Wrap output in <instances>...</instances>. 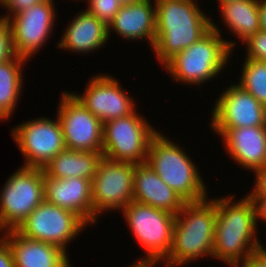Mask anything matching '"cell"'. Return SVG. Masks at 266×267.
Returning <instances> with one entry per match:
<instances>
[{
    "instance_id": "obj_22",
    "label": "cell",
    "mask_w": 266,
    "mask_h": 267,
    "mask_svg": "<svg viewBox=\"0 0 266 267\" xmlns=\"http://www.w3.org/2000/svg\"><path fill=\"white\" fill-rule=\"evenodd\" d=\"M102 158V152L76 151L66 148L45 165L44 175L56 179L81 177L92 181Z\"/></svg>"
},
{
    "instance_id": "obj_37",
    "label": "cell",
    "mask_w": 266,
    "mask_h": 267,
    "mask_svg": "<svg viewBox=\"0 0 266 267\" xmlns=\"http://www.w3.org/2000/svg\"><path fill=\"white\" fill-rule=\"evenodd\" d=\"M232 1H235V0H219V3H220V6L224 3H228V2H232Z\"/></svg>"
},
{
    "instance_id": "obj_10",
    "label": "cell",
    "mask_w": 266,
    "mask_h": 267,
    "mask_svg": "<svg viewBox=\"0 0 266 267\" xmlns=\"http://www.w3.org/2000/svg\"><path fill=\"white\" fill-rule=\"evenodd\" d=\"M135 164L102 158L91 181L93 224L100 212L123 209L133 201Z\"/></svg>"
},
{
    "instance_id": "obj_35",
    "label": "cell",
    "mask_w": 266,
    "mask_h": 267,
    "mask_svg": "<svg viewBox=\"0 0 266 267\" xmlns=\"http://www.w3.org/2000/svg\"><path fill=\"white\" fill-rule=\"evenodd\" d=\"M155 263H157V261L140 259L139 261L137 260V263L131 267H152Z\"/></svg>"
},
{
    "instance_id": "obj_29",
    "label": "cell",
    "mask_w": 266,
    "mask_h": 267,
    "mask_svg": "<svg viewBox=\"0 0 266 267\" xmlns=\"http://www.w3.org/2000/svg\"><path fill=\"white\" fill-rule=\"evenodd\" d=\"M42 0H0L1 5L10 11V14L3 15L5 19L22 12L23 10L41 2ZM12 14V15H11Z\"/></svg>"
},
{
    "instance_id": "obj_27",
    "label": "cell",
    "mask_w": 266,
    "mask_h": 267,
    "mask_svg": "<svg viewBox=\"0 0 266 267\" xmlns=\"http://www.w3.org/2000/svg\"><path fill=\"white\" fill-rule=\"evenodd\" d=\"M247 48L245 59L266 61V32L258 31L255 35L244 41Z\"/></svg>"
},
{
    "instance_id": "obj_2",
    "label": "cell",
    "mask_w": 266,
    "mask_h": 267,
    "mask_svg": "<svg viewBox=\"0 0 266 267\" xmlns=\"http://www.w3.org/2000/svg\"><path fill=\"white\" fill-rule=\"evenodd\" d=\"M233 197L216 199L213 257L236 267L259 249L260 242L255 236L257 224L253 203L247 195L232 203Z\"/></svg>"
},
{
    "instance_id": "obj_9",
    "label": "cell",
    "mask_w": 266,
    "mask_h": 267,
    "mask_svg": "<svg viewBox=\"0 0 266 267\" xmlns=\"http://www.w3.org/2000/svg\"><path fill=\"white\" fill-rule=\"evenodd\" d=\"M86 225L77 214L44 200L16 231L27 239L47 242L66 252L67 244Z\"/></svg>"
},
{
    "instance_id": "obj_24",
    "label": "cell",
    "mask_w": 266,
    "mask_h": 267,
    "mask_svg": "<svg viewBox=\"0 0 266 267\" xmlns=\"http://www.w3.org/2000/svg\"><path fill=\"white\" fill-rule=\"evenodd\" d=\"M26 61L15 54L0 63V120L13 114L23 85L21 67Z\"/></svg>"
},
{
    "instance_id": "obj_28",
    "label": "cell",
    "mask_w": 266,
    "mask_h": 267,
    "mask_svg": "<svg viewBox=\"0 0 266 267\" xmlns=\"http://www.w3.org/2000/svg\"><path fill=\"white\" fill-rule=\"evenodd\" d=\"M11 30L8 20L1 16L0 19V63L13 57Z\"/></svg>"
},
{
    "instance_id": "obj_3",
    "label": "cell",
    "mask_w": 266,
    "mask_h": 267,
    "mask_svg": "<svg viewBox=\"0 0 266 267\" xmlns=\"http://www.w3.org/2000/svg\"><path fill=\"white\" fill-rule=\"evenodd\" d=\"M185 203L176 215L167 267L181 266L202 256L213 258L216 200ZM182 215V216H181Z\"/></svg>"
},
{
    "instance_id": "obj_12",
    "label": "cell",
    "mask_w": 266,
    "mask_h": 267,
    "mask_svg": "<svg viewBox=\"0 0 266 267\" xmlns=\"http://www.w3.org/2000/svg\"><path fill=\"white\" fill-rule=\"evenodd\" d=\"M55 121L41 117L12 129V136L25 157L24 167L43 169L66 149L58 117Z\"/></svg>"
},
{
    "instance_id": "obj_17",
    "label": "cell",
    "mask_w": 266,
    "mask_h": 267,
    "mask_svg": "<svg viewBox=\"0 0 266 267\" xmlns=\"http://www.w3.org/2000/svg\"><path fill=\"white\" fill-rule=\"evenodd\" d=\"M216 133L240 166L253 171L266 166V126L219 129Z\"/></svg>"
},
{
    "instance_id": "obj_20",
    "label": "cell",
    "mask_w": 266,
    "mask_h": 267,
    "mask_svg": "<svg viewBox=\"0 0 266 267\" xmlns=\"http://www.w3.org/2000/svg\"><path fill=\"white\" fill-rule=\"evenodd\" d=\"M151 3L150 0H140L122 5L108 25V36L112 28L119 36L128 40H149L153 48L156 41V16L155 6L152 7Z\"/></svg>"
},
{
    "instance_id": "obj_4",
    "label": "cell",
    "mask_w": 266,
    "mask_h": 267,
    "mask_svg": "<svg viewBox=\"0 0 266 267\" xmlns=\"http://www.w3.org/2000/svg\"><path fill=\"white\" fill-rule=\"evenodd\" d=\"M183 151L157 132L149 143L146 162L186 203L208 200L197 167Z\"/></svg>"
},
{
    "instance_id": "obj_25",
    "label": "cell",
    "mask_w": 266,
    "mask_h": 267,
    "mask_svg": "<svg viewBox=\"0 0 266 267\" xmlns=\"http://www.w3.org/2000/svg\"><path fill=\"white\" fill-rule=\"evenodd\" d=\"M244 62L238 85L266 107V61L246 59Z\"/></svg>"
},
{
    "instance_id": "obj_31",
    "label": "cell",
    "mask_w": 266,
    "mask_h": 267,
    "mask_svg": "<svg viewBox=\"0 0 266 267\" xmlns=\"http://www.w3.org/2000/svg\"><path fill=\"white\" fill-rule=\"evenodd\" d=\"M256 185L248 197H265L266 198V166L255 171Z\"/></svg>"
},
{
    "instance_id": "obj_16",
    "label": "cell",
    "mask_w": 266,
    "mask_h": 267,
    "mask_svg": "<svg viewBox=\"0 0 266 267\" xmlns=\"http://www.w3.org/2000/svg\"><path fill=\"white\" fill-rule=\"evenodd\" d=\"M44 200L77 214L86 224L93 223L91 181L81 177H44Z\"/></svg>"
},
{
    "instance_id": "obj_30",
    "label": "cell",
    "mask_w": 266,
    "mask_h": 267,
    "mask_svg": "<svg viewBox=\"0 0 266 267\" xmlns=\"http://www.w3.org/2000/svg\"><path fill=\"white\" fill-rule=\"evenodd\" d=\"M266 267V249L259 244V249L253 252L246 260L236 267Z\"/></svg>"
},
{
    "instance_id": "obj_33",
    "label": "cell",
    "mask_w": 266,
    "mask_h": 267,
    "mask_svg": "<svg viewBox=\"0 0 266 267\" xmlns=\"http://www.w3.org/2000/svg\"><path fill=\"white\" fill-rule=\"evenodd\" d=\"M254 206L255 221L263 219L266 221V198L265 197H249Z\"/></svg>"
},
{
    "instance_id": "obj_13",
    "label": "cell",
    "mask_w": 266,
    "mask_h": 267,
    "mask_svg": "<svg viewBox=\"0 0 266 267\" xmlns=\"http://www.w3.org/2000/svg\"><path fill=\"white\" fill-rule=\"evenodd\" d=\"M52 0L41 2L9 17L14 54L26 60L44 45L56 18ZM12 18V19H11Z\"/></svg>"
},
{
    "instance_id": "obj_15",
    "label": "cell",
    "mask_w": 266,
    "mask_h": 267,
    "mask_svg": "<svg viewBox=\"0 0 266 267\" xmlns=\"http://www.w3.org/2000/svg\"><path fill=\"white\" fill-rule=\"evenodd\" d=\"M120 86L114 77L100 74L89 81L84 95L72 94L104 123L126 117L136 109L133 103L135 101H132Z\"/></svg>"
},
{
    "instance_id": "obj_36",
    "label": "cell",
    "mask_w": 266,
    "mask_h": 267,
    "mask_svg": "<svg viewBox=\"0 0 266 267\" xmlns=\"http://www.w3.org/2000/svg\"><path fill=\"white\" fill-rule=\"evenodd\" d=\"M120 1V3L122 4V5H128V4H132V3H137V2H139L140 0H119Z\"/></svg>"
},
{
    "instance_id": "obj_8",
    "label": "cell",
    "mask_w": 266,
    "mask_h": 267,
    "mask_svg": "<svg viewBox=\"0 0 266 267\" xmlns=\"http://www.w3.org/2000/svg\"><path fill=\"white\" fill-rule=\"evenodd\" d=\"M122 211L132 234L146 250L147 258L143 260L166 259L172 246L176 216L134 200Z\"/></svg>"
},
{
    "instance_id": "obj_6",
    "label": "cell",
    "mask_w": 266,
    "mask_h": 267,
    "mask_svg": "<svg viewBox=\"0 0 266 267\" xmlns=\"http://www.w3.org/2000/svg\"><path fill=\"white\" fill-rule=\"evenodd\" d=\"M44 171L21 166L6 181L0 194V231L16 230L44 201Z\"/></svg>"
},
{
    "instance_id": "obj_19",
    "label": "cell",
    "mask_w": 266,
    "mask_h": 267,
    "mask_svg": "<svg viewBox=\"0 0 266 267\" xmlns=\"http://www.w3.org/2000/svg\"><path fill=\"white\" fill-rule=\"evenodd\" d=\"M5 233L2 237L12 250L15 267H71L67 252L61 248L27 239L16 230Z\"/></svg>"
},
{
    "instance_id": "obj_26",
    "label": "cell",
    "mask_w": 266,
    "mask_h": 267,
    "mask_svg": "<svg viewBox=\"0 0 266 267\" xmlns=\"http://www.w3.org/2000/svg\"><path fill=\"white\" fill-rule=\"evenodd\" d=\"M87 2L89 5L86 10L107 26L122 7L119 0H88Z\"/></svg>"
},
{
    "instance_id": "obj_23",
    "label": "cell",
    "mask_w": 266,
    "mask_h": 267,
    "mask_svg": "<svg viewBox=\"0 0 266 267\" xmlns=\"http://www.w3.org/2000/svg\"><path fill=\"white\" fill-rule=\"evenodd\" d=\"M220 9L226 27L242 42L261 30L258 0H235L222 4Z\"/></svg>"
},
{
    "instance_id": "obj_11",
    "label": "cell",
    "mask_w": 266,
    "mask_h": 267,
    "mask_svg": "<svg viewBox=\"0 0 266 267\" xmlns=\"http://www.w3.org/2000/svg\"><path fill=\"white\" fill-rule=\"evenodd\" d=\"M58 108L65 146L76 151L102 152L103 122L72 93L64 92Z\"/></svg>"
},
{
    "instance_id": "obj_14",
    "label": "cell",
    "mask_w": 266,
    "mask_h": 267,
    "mask_svg": "<svg viewBox=\"0 0 266 267\" xmlns=\"http://www.w3.org/2000/svg\"><path fill=\"white\" fill-rule=\"evenodd\" d=\"M246 126H266V107L238 84H233L217 99L210 127L217 132Z\"/></svg>"
},
{
    "instance_id": "obj_32",
    "label": "cell",
    "mask_w": 266,
    "mask_h": 267,
    "mask_svg": "<svg viewBox=\"0 0 266 267\" xmlns=\"http://www.w3.org/2000/svg\"><path fill=\"white\" fill-rule=\"evenodd\" d=\"M0 267H15L12 250L3 237L0 238Z\"/></svg>"
},
{
    "instance_id": "obj_34",
    "label": "cell",
    "mask_w": 266,
    "mask_h": 267,
    "mask_svg": "<svg viewBox=\"0 0 266 267\" xmlns=\"http://www.w3.org/2000/svg\"><path fill=\"white\" fill-rule=\"evenodd\" d=\"M258 11L260 19V28L266 32V0H258Z\"/></svg>"
},
{
    "instance_id": "obj_21",
    "label": "cell",
    "mask_w": 266,
    "mask_h": 267,
    "mask_svg": "<svg viewBox=\"0 0 266 267\" xmlns=\"http://www.w3.org/2000/svg\"><path fill=\"white\" fill-rule=\"evenodd\" d=\"M71 22L58 43L59 48L86 53L101 48L109 39L108 26L87 10Z\"/></svg>"
},
{
    "instance_id": "obj_5",
    "label": "cell",
    "mask_w": 266,
    "mask_h": 267,
    "mask_svg": "<svg viewBox=\"0 0 266 267\" xmlns=\"http://www.w3.org/2000/svg\"><path fill=\"white\" fill-rule=\"evenodd\" d=\"M235 43L221 38L212 22V29L200 40L177 53L164 66L174 81L200 85L214 78L225 67Z\"/></svg>"
},
{
    "instance_id": "obj_18",
    "label": "cell",
    "mask_w": 266,
    "mask_h": 267,
    "mask_svg": "<svg viewBox=\"0 0 266 267\" xmlns=\"http://www.w3.org/2000/svg\"><path fill=\"white\" fill-rule=\"evenodd\" d=\"M133 200L177 215L186 203L147 163L135 164Z\"/></svg>"
},
{
    "instance_id": "obj_1",
    "label": "cell",
    "mask_w": 266,
    "mask_h": 267,
    "mask_svg": "<svg viewBox=\"0 0 266 267\" xmlns=\"http://www.w3.org/2000/svg\"><path fill=\"white\" fill-rule=\"evenodd\" d=\"M155 16L153 50L162 65L212 29V21L193 0H155Z\"/></svg>"
},
{
    "instance_id": "obj_7",
    "label": "cell",
    "mask_w": 266,
    "mask_h": 267,
    "mask_svg": "<svg viewBox=\"0 0 266 267\" xmlns=\"http://www.w3.org/2000/svg\"><path fill=\"white\" fill-rule=\"evenodd\" d=\"M136 110L103 123V157L132 164L145 163L149 143L157 133Z\"/></svg>"
}]
</instances>
